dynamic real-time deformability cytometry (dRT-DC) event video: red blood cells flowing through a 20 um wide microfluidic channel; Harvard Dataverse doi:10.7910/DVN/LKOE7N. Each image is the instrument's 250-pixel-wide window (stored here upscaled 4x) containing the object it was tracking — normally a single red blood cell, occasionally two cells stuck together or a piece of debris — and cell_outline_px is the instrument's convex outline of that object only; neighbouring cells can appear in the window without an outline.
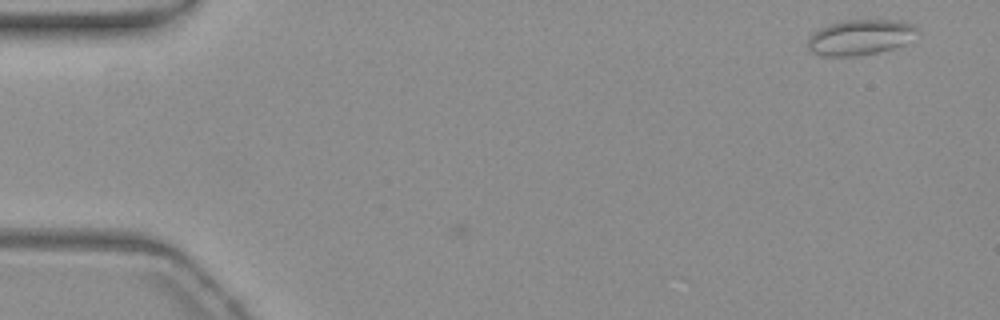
{"species": "common noctule bat (a hibernating species)", "species_latin": "Nyctalus noctula", "temperature_condition": "warm", "stored_images_in_passage": 4, "camera_frame_rate_fps": 3000, "um_per_image_px": 0.085, "animal": {"sex": "female", "body_mass_g": 19.3, "forearm_length_mm": 54.1}, "frame": {"image": 1, "passage_image": 4, "time_ms": 1.0, "image_size_px": [1000, 320], "cell_outline_px": [[920, 28], [904, 44], [880, 52], [852, 56], [820, 56], [812, 52], [808, 48], [808, 36], [812, 32], [828, 24], [844, 20], [900, 20], [916, 24]], "centroid_in_image_um": [73.1, 3.15], "position_along_channel_um": 11.9, "area_um2": 22.77}}